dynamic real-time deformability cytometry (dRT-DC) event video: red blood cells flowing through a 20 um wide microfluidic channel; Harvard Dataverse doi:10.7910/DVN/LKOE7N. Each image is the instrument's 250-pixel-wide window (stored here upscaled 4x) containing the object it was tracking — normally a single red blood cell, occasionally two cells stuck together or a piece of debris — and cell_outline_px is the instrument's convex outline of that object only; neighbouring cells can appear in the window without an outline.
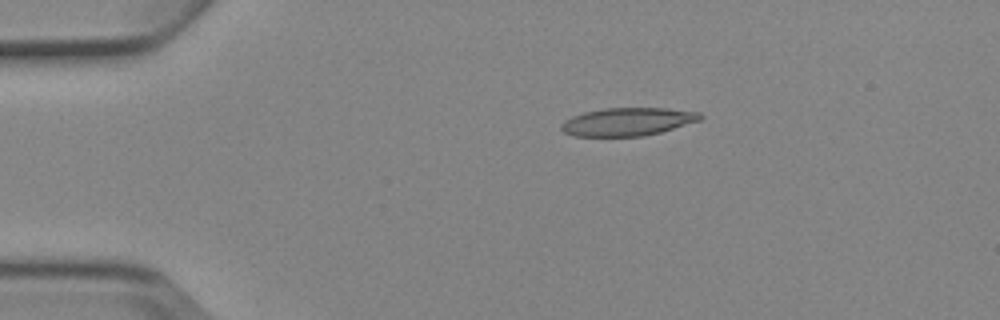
{"species": "Egyptian fruit bat (a non-hibernating species)", "species_latin": "Rousettus aegyptiacus", "temperature_condition": "cold", "stored_images_in_passage": 4, "camera_frame_rate_fps": 3000, "um_per_image_px": 0.085, "animal": {"sex": "female"}, "frame": {"image": 1, "passage_image": 3, "time_ms": 2.667, "image_size_px": [1000, 320], "cell_outline_px": [[704, 116], [700, 120], [660, 132], [640, 136], [572, 136], [564, 132], [560, 128], [560, 124], [564, 120], [572, 116], [584, 112], [604, 108], [664, 108], [700, 112]], "centroid_in_image_um": [53.31, 10.34], "position_along_channel_um": 31.7, "area_um2": 22.66}}